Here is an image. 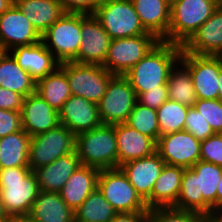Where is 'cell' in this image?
I'll return each instance as SVG.
<instances>
[{
	"mask_svg": "<svg viewBox=\"0 0 222 222\" xmlns=\"http://www.w3.org/2000/svg\"><path fill=\"white\" fill-rule=\"evenodd\" d=\"M204 214L174 207H157L148 210L147 222H203Z\"/></svg>",
	"mask_w": 222,
	"mask_h": 222,
	"instance_id": "obj_36",
	"label": "cell"
},
{
	"mask_svg": "<svg viewBox=\"0 0 222 222\" xmlns=\"http://www.w3.org/2000/svg\"><path fill=\"white\" fill-rule=\"evenodd\" d=\"M9 216L4 210L3 203L0 195V222H8Z\"/></svg>",
	"mask_w": 222,
	"mask_h": 222,
	"instance_id": "obj_49",
	"label": "cell"
},
{
	"mask_svg": "<svg viewBox=\"0 0 222 222\" xmlns=\"http://www.w3.org/2000/svg\"><path fill=\"white\" fill-rule=\"evenodd\" d=\"M75 151L81 165L100 170L118 168L115 125L101 124L76 135Z\"/></svg>",
	"mask_w": 222,
	"mask_h": 222,
	"instance_id": "obj_4",
	"label": "cell"
},
{
	"mask_svg": "<svg viewBox=\"0 0 222 222\" xmlns=\"http://www.w3.org/2000/svg\"><path fill=\"white\" fill-rule=\"evenodd\" d=\"M24 96L0 87V109L21 112Z\"/></svg>",
	"mask_w": 222,
	"mask_h": 222,
	"instance_id": "obj_43",
	"label": "cell"
},
{
	"mask_svg": "<svg viewBox=\"0 0 222 222\" xmlns=\"http://www.w3.org/2000/svg\"><path fill=\"white\" fill-rule=\"evenodd\" d=\"M14 4L40 35L66 13L59 0H14Z\"/></svg>",
	"mask_w": 222,
	"mask_h": 222,
	"instance_id": "obj_27",
	"label": "cell"
},
{
	"mask_svg": "<svg viewBox=\"0 0 222 222\" xmlns=\"http://www.w3.org/2000/svg\"><path fill=\"white\" fill-rule=\"evenodd\" d=\"M216 9L215 0H178L172 2L168 42L183 47Z\"/></svg>",
	"mask_w": 222,
	"mask_h": 222,
	"instance_id": "obj_5",
	"label": "cell"
},
{
	"mask_svg": "<svg viewBox=\"0 0 222 222\" xmlns=\"http://www.w3.org/2000/svg\"><path fill=\"white\" fill-rule=\"evenodd\" d=\"M21 120L22 129L31 137L60 124L59 113L36 92L24 98Z\"/></svg>",
	"mask_w": 222,
	"mask_h": 222,
	"instance_id": "obj_19",
	"label": "cell"
},
{
	"mask_svg": "<svg viewBox=\"0 0 222 222\" xmlns=\"http://www.w3.org/2000/svg\"><path fill=\"white\" fill-rule=\"evenodd\" d=\"M111 40L145 35L131 0H104L93 14Z\"/></svg>",
	"mask_w": 222,
	"mask_h": 222,
	"instance_id": "obj_6",
	"label": "cell"
},
{
	"mask_svg": "<svg viewBox=\"0 0 222 222\" xmlns=\"http://www.w3.org/2000/svg\"><path fill=\"white\" fill-rule=\"evenodd\" d=\"M180 61L191 72L197 99H218L222 56L190 54L182 48Z\"/></svg>",
	"mask_w": 222,
	"mask_h": 222,
	"instance_id": "obj_13",
	"label": "cell"
},
{
	"mask_svg": "<svg viewBox=\"0 0 222 222\" xmlns=\"http://www.w3.org/2000/svg\"><path fill=\"white\" fill-rule=\"evenodd\" d=\"M21 130V112L0 109V138Z\"/></svg>",
	"mask_w": 222,
	"mask_h": 222,
	"instance_id": "obj_40",
	"label": "cell"
},
{
	"mask_svg": "<svg viewBox=\"0 0 222 222\" xmlns=\"http://www.w3.org/2000/svg\"><path fill=\"white\" fill-rule=\"evenodd\" d=\"M9 53L36 82L53 73L60 65L42 41L32 45L18 46Z\"/></svg>",
	"mask_w": 222,
	"mask_h": 222,
	"instance_id": "obj_20",
	"label": "cell"
},
{
	"mask_svg": "<svg viewBox=\"0 0 222 222\" xmlns=\"http://www.w3.org/2000/svg\"><path fill=\"white\" fill-rule=\"evenodd\" d=\"M137 102V95L124 75H114L105 95L97 104L102 124L126 123Z\"/></svg>",
	"mask_w": 222,
	"mask_h": 222,
	"instance_id": "obj_12",
	"label": "cell"
},
{
	"mask_svg": "<svg viewBox=\"0 0 222 222\" xmlns=\"http://www.w3.org/2000/svg\"><path fill=\"white\" fill-rule=\"evenodd\" d=\"M59 123L75 135L92 130L102 124L96 103L72 95L62 106Z\"/></svg>",
	"mask_w": 222,
	"mask_h": 222,
	"instance_id": "obj_17",
	"label": "cell"
},
{
	"mask_svg": "<svg viewBox=\"0 0 222 222\" xmlns=\"http://www.w3.org/2000/svg\"><path fill=\"white\" fill-rule=\"evenodd\" d=\"M189 107L168 99L157 110L160 136L184 130Z\"/></svg>",
	"mask_w": 222,
	"mask_h": 222,
	"instance_id": "obj_34",
	"label": "cell"
},
{
	"mask_svg": "<svg viewBox=\"0 0 222 222\" xmlns=\"http://www.w3.org/2000/svg\"><path fill=\"white\" fill-rule=\"evenodd\" d=\"M31 136L23 129L0 138V168L29 167Z\"/></svg>",
	"mask_w": 222,
	"mask_h": 222,
	"instance_id": "obj_29",
	"label": "cell"
},
{
	"mask_svg": "<svg viewBox=\"0 0 222 222\" xmlns=\"http://www.w3.org/2000/svg\"><path fill=\"white\" fill-rule=\"evenodd\" d=\"M219 94H218V99L222 102V68L220 70L219 74Z\"/></svg>",
	"mask_w": 222,
	"mask_h": 222,
	"instance_id": "obj_50",
	"label": "cell"
},
{
	"mask_svg": "<svg viewBox=\"0 0 222 222\" xmlns=\"http://www.w3.org/2000/svg\"><path fill=\"white\" fill-rule=\"evenodd\" d=\"M115 136L118 150V168L135 159L144 158L156 152V142L128 126L126 123L115 124Z\"/></svg>",
	"mask_w": 222,
	"mask_h": 222,
	"instance_id": "obj_22",
	"label": "cell"
},
{
	"mask_svg": "<svg viewBox=\"0 0 222 222\" xmlns=\"http://www.w3.org/2000/svg\"><path fill=\"white\" fill-rule=\"evenodd\" d=\"M116 213L98 187L74 211L75 222H109Z\"/></svg>",
	"mask_w": 222,
	"mask_h": 222,
	"instance_id": "obj_33",
	"label": "cell"
},
{
	"mask_svg": "<svg viewBox=\"0 0 222 222\" xmlns=\"http://www.w3.org/2000/svg\"><path fill=\"white\" fill-rule=\"evenodd\" d=\"M8 222H36L29 215L9 217Z\"/></svg>",
	"mask_w": 222,
	"mask_h": 222,
	"instance_id": "obj_47",
	"label": "cell"
},
{
	"mask_svg": "<svg viewBox=\"0 0 222 222\" xmlns=\"http://www.w3.org/2000/svg\"><path fill=\"white\" fill-rule=\"evenodd\" d=\"M97 187L117 213L149 210L120 168L100 170Z\"/></svg>",
	"mask_w": 222,
	"mask_h": 222,
	"instance_id": "obj_10",
	"label": "cell"
},
{
	"mask_svg": "<svg viewBox=\"0 0 222 222\" xmlns=\"http://www.w3.org/2000/svg\"><path fill=\"white\" fill-rule=\"evenodd\" d=\"M81 36L76 63L102 65L111 38L94 15L81 14Z\"/></svg>",
	"mask_w": 222,
	"mask_h": 222,
	"instance_id": "obj_15",
	"label": "cell"
},
{
	"mask_svg": "<svg viewBox=\"0 0 222 222\" xmlns=\"http://www.w3.org/2000/svg\"><path fill=\"white\" fill-rule=\"evenodd\" d=\"M156 152L167 165L191 168L200 161L201 141L186 130L172 132L158 138Z\"/></svg>",
	"mask_w": 222,
	"mask_h": 222,
	"instance_id": "obj_14",
	"label": "cell"
},
{
	"mask_svg": "<svg viewBox=\"0 0 222 222\" xmlns=\"http://www.w3.org/2000/svg\"><path fill=\"white\" fill-rule=\"evenodd\" d=\"M194 108L215 133H222V102L219 99H197Z\"/></svg>",
	"mask_w": 222,
	"mask_h": 222,
	"instance_id": "obj_37",
	"label": "cell"
},
{
	"mask_svg": "<svg viewBox=\"0 0 222 222\" xmlns=\"http://www.w3.org/2000/svg\"><path fill=\"white\" fill-rule=\"evenodd\" d=\"M99 173L98 168L80 165L68 178L59 194L73 211L97 188Z\"/></svg>",
	"mask_w": 222,
	"mask_h": 222,
	"instance_id": "obj_25",
	"label": "cell"
},
{
	"mask_svg": "<svg viewBox=\"0 0 222 222\" xmlns=\"http://www.w3.org/2000/svg\"><path fill=\"white\" fill-rule=\"evenodd\" d=\"M39 192L30 167L0 168V195L9 217L29 215Z\"/></svg>",
	"mask_w": 222,
	"mask_h": 222,
	"instance_id": "obj_3",
	"label": "cell"
},
{
	"mask_svg": "<svg viewBox=\"0 0 222 222\" xmlns=\"http://www.w3.org/2000/svg\"><path fill=\"white\" fill-rule=\"evenodd\" d=\"M200 160L222 167V133H215L201 141Z\"/></svg>",
	"mask_w": 222,
	"mask_h": 222,
	"instance_id": "obj_39",
	"label": "cell"
},
{
	"mask_svg": "<svg viewBox=\"0 0 222 222\" xmlns=\"http://www.w3.org/2000/svg\"><path fill=\"white\" fill-rule=\"evenodd\" d=\"M160 40L152 33L113 39L102 66L114 75H124Z\"/></svg>",
	"mask_w": 222,
	"mask_h": 222,
	"instance_id": "obj_11",
	"label": "cell"
},
{
	"mask_svg": "<svg viewBox=\"0 0 222 222\" xmlns=\"http://www.w3.org/2000/svg\"><path fill=\"white\" fill-rule=\"evenodd\" d=\"M0 87L27 97L36 92V81L8 52L0 63Z\"/></svg>",
	"mask_w": 222,
	"mask_h": 222,
	"instance_id": "obj_30",
	"label": "cell"
},
{
	"mask_svg": "<svg viewBox=\"0 0 222 222\" xmlns=\"http://www.w3.org/2000/svg\"><path fill=\"white\" fill-rule=\"evenodd\" d=\"M14 4V0H0V15Z\"/></svg>",
	"mask_w": 222,
	"mask_h": 222,
	"instance_id": "obj_48",
	"label": "cell"
},
{
	"mask_svg": "<svg viewBox=\"0 0 222 222\" xmlns=\"http://www.w3.org/2000/svg\"><path fill=\"white\" fill-rule=\"evenodd\" d=\"M126 124L157 142L160 137L157 112L136 102Z\"/></svg>",
	"mask_w": 222,
	"mask_h": 222,
	"instance_id": "obj_35",
	"label": "cell"
},
{
	"mask_svg": "<svg viewBox=\"0 0 222 222\" xmlns=\"http://www.w3.org/2000/svg\"><path fill=\"white\" fill-rule=\"evenodd\" d=\"M168 99V89L148 90L137 96L138 103L155 110H157Z\"/></svg>",
	"mask_w": 222,
	"mask_h": 222,
	"instance_id": "obj_42",
	"label": "cell"
},
{
	"mask_svg": "<svg viewBox=\"0 0 222 222\" xmlns=\"http://www.w3.org/2000/svg\"><path fill=\"white\" fill-rule=\"evenodd\" d=\"M184 169L179 166L164 165L153 185L151 195L145 200L148 209L173 207L176 204Z\"/></svg>",
	"mask_w": 222,
	"mask_h": 222,
	"instance_id": "obj_26",
	"label": "cell"
},
{
	"mask_svg": "<svg viewBox=\"0 0 222 222\" xmlns=\"http://www.w3.org/2000/svg\"><path fill=\"white\" fill-rule=\"evenodd\" d=\"M217 206H222V173L217 186L216 207Z\"/></svg>",
	"mask_w": 222,
	"mask_h": 222,
	"instance_id": "obj_46",
	"label": "cell"
},
{
	"mask_svg": "<svg viewBox=\"0 0 222 222\" xmlns=\"http://www.w3.org/2000/svg\"><path fill=\"white\" fill-rule=\"evenodd\" d=\"M170 1V4L172 3V2H174V1H178V0H169Z\"/></svg>",
	"mask_w": 222,
	"mask_h": 222,
	"instance_id": "obj_53",
	"label": "cell"
},
{
	"mask_svg": "<svg viewBox=\"0 0 222 222\" xmlns=\"http://www.w3.org/2000/svg\"><path fill=\"white\" fill-rule=\"evenodd\" d=\"M36 93L57 112L72 96L66 73L60 67L36 82Z\"/></svg>",
	"mask_w": 222,
	"mask_h": 222,
	"instance_id": "obj_31",
	"label": "cell"
},
{
	"mask_svg": "<svg viewBox=\"0 0 222 222\" xmlns=\"http://www.w3.org/2000/svg\"><path fill=\"white\" fill-rule=\"evenodd\" d=\"M144 29L159 40L168 42L170 25L169 0H131Z\"/></svg>",
	"mask_w": 222,
	"mask_h": 222,
	"instance_id": "obj_23",
	"label": "cell"
},
{
	"mask_svg": "<svg viewBox=\"0 0 222 222\" xmlns=\"http://www.w3.org/2000/svg\"><path fill=\"white\" fill-rule=\"evenodd\" d=\"M8 53V51L0 45V63L3 60L4 56Z\"/></svg>",
	"mask_w": 222,
	"mask_h": 222,
	"instance_id": "obj_51",
	"label": "cell"
},
{
	"mask_svg": "<svg viewBox=\"0 0 222 222\" xmlns=\"http://www.w3.org/2000/svg\"><path fill=\"white\" fill-rule=\"evenodd\" d=\"M104 0H59L66 13L93 15Z\"/></svg>",
	"mask_w": 222,
	"mask_h": 222,
	"instance_id": "obj_41",
	"label": "cell"
},
{
	"mask_svg": "<svg viewBox=\"0 0 222 222\" xmlns=\"http://www.w3.org/2000/svg\"><path fill=\"white\" fill-rule=\"evenodd\" d=\"M166 163L154 152L152 155L128 161L119 166L130 184L145 201L152 192L153 185Z\"/></svg>",
	"mask_w": 222,
	"mask_h": 222,
	"instance_id": "obj_18",
	"label": "cell"
},
{
	"mask_svg": "<svg viewBox=\"0 0 222 222\" xmlns=\"http://www.w3.org/2000/svg\"><path fill=\"white\" fill-rule=\"evenodd\" d=\"M203 222H222V206H217L210 214L204 215Z\"/></svg>",
	"mask_w": 222,
	"mask_h": 222,
	"instance_id": "obj_45",
	"label": "cell"
},
{
	"mask_svg": "<svg viewBox=\"0 0 222 222\" xmlns=\"http://www.w3.org/2000/svg\"><path fill=\"white\" fill-rule=\"evenodd\" d=\"M222 167L203 160L185 168L176 209L210 214L216 207L217 186Z\"/></svg>",
	"mask_w": 222,
	"mask_h": 222,
	"instance_id": "obj_1",
	"label": "cell"
},
{
	"mask_svg": "<svg viewBox=\"0 0 222 222\" xmlns=\"http://www.w3.org/2000/svg\"><path fill=\"white\" fill-rule=\"evenodd\" d=\"M76 135L59 124L53 129L32 136L29 145V167L33 171L75 152Z\"/></svg>",
	"mask_w": 222,
	"mask_h": 222,
	"instance_id": "obj_9",
	"label": "cell"
},
{
	"mask_svg": "<svg viewBox=\"0 0 222 222\" xmlns=\"http://www.w3.org/2000/svg\"><path fill=\"white\" fill-rule=\"evenodd\" d=\"M184 130L192 134L199 141L206 140L215 134L208 122L194 107L188 108Z\"/></svg>",
	"mask_w": 222,
	"mask_h": 222,
	"instance_id": "obj_38",
	"label": "cell"
},
{
	"mask_svg": "<svg viewBox=\"0 0 222 222\" xmlns=\"http://www.w3.org/2000/svg\"><path fill=\"white\" fill-rule=\"evenodd\" d=\"M182 46L160 40L124 76L136 95L153 89H167L168 76L180 60Z\"/></svg>",
	"mask_w": 222,
	"mask_h": 222,
	"instance_id": "obj_2",
	"label": "cell"
},
{
	"mask_svg": "<svg viewBox=\"0 0 222 222\" xmlns=\"http://www.w3.org/2000/svg\"><path fill=\"white\" fill-rule=\"evenodd\" d=\"M217 7L222 8V0H215Z\"/></svg>",
	"mask_w": 222,
	"mask_h": 222,
	"instance_id": "obj_52",
	"label": "cell"
},
{
	"mask_svg": "<svg viewBox=\"0 0 222 222\" xmlns=\"http://www.w3.org/2000/svg\"><path fill=\"white\" fill-rule=\"evenodd\" d=\"M148 212H121L116 213L109 222H147Z\"/></svg>",
	"mask_w": 222,
	"mask_h": 222,
	"instance_id": "obj_44",
	"label": "cell"
},
{
	"mask_svg": "<svg viewBox=\"0 0 222 222\" xmlns=\"http://www.w3.org/2000/svg\"><path fill=\"white\" fill-rule=\"evenodd\" d=\"M81 39V14L74 13H65L41 35V41L59 63H76Z\"/></svg>",
	"mask_w": 222,
	"mask_h": 222,
	"instance_id": "obj_7",
	"label": "cell"
},
{
	"mask_svg": "<svg viewBox=\"0 0 222 222\" xmlns=\"http://www.w3.org/2000/svg\"><path fill=\"white\" fill-rule=\"evenodd\" d=\"M59 67L66 73L71 94L96 104L105 95L107 85L114 76L98 64L64 62Z\"/></svg>",
	"mask_w": 222,
	"mask_h": 222,
	"instance_id": "obj_8",
	"label": "cell"
},
{
	"mask_svg": "<svg viewBox=\"0 0 222 222\" xmlns=\"http://www.w3.org/2000/svg\"><path fill=\"white\" fill-rule=\"evenodd\" d=\"M182 48L190 54L222 56V8L217 7Z\"/></svg>",
	"mask_w": 222,
	"mask_h": 222,
	"instance_id": "obj_21",
	"label": "cell"
},
{
	"mask_svg": "<svg viewBox=\"0 0 222 222\" xmlns=\"http://www.w3.org/2000/svg\"><path fill=\"white\" fill-rule=\"evenodd\" d=\"M40 41L41 35L15 4L0 15V45L8 52Z\"/></svg>",
	"mask_w": 222,
	"mask_h": 222,
	"instance_id": "obj_16",
	"label": "cell"
},
{
	"mask_svg": "<svg viewBox=\"0 0 222 222\" xmlns=\"http://www.w3.org/2000/svg\"><path fill=\"white\" fill-rule=\"evenodd\" d=\"M29 216L36 222H75L74 211L62 200L59 193H38Z\"/></svg>",
	"mask_w": 222,
	"mask_h": 222,
	"instance_id": "obj_28",
	"label": "cell"
},
{
	"mask_svg": "<svg viewBox=\"0 0 222 222\" xmlns=\"http://www.w3.org/2000/svg\"><path fill=\"white\" fill-rule=\"evenodd\" d=\"M169 99L194 107L197 100L190 70L179 60L170 71L167 81Z\"/></svg>",
	"mask_w": 222,
	"mask_h": 222,
	"instance_id": "obj_32",
	"label": "cell"
},
{
	"mask_svg": "<svg viewBox=\"0 0 222 222\" xmlns=\"http://www.w3.org/2000/svg\"><path fill=\"white\" fill-rule=\"evenodd\" d=\"M81 165L75 152L61 156L46 166L33 170L39 189L59 193L72 173Z\"/></svg>",
	"mask_w": 222,
	"mask_h": 222,
	"instance_id": "obj_24",
	"label": "cell"
}]
</instances>
